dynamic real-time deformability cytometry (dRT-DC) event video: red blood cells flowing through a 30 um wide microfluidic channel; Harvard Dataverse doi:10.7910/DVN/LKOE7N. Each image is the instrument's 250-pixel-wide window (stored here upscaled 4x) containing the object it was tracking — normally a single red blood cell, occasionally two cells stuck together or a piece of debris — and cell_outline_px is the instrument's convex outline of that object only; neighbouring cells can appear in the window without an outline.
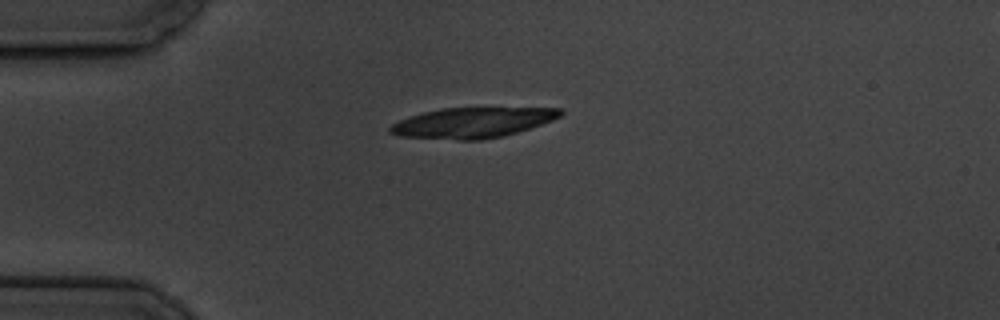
{"species": "common noctule bat (a hibernating species)", "species_latin": "Nyctalus noctula", "temperature_condition": "cold", "stored_images_in_passage": 2, "camera_frame_rate_fps": 3000, "um_per_image_px": 0.085, "animal": {"sex": "male", "body_mass_g": 19.5, "forearm_length_mm": 54.6}, "frame": {"image": 1, "passage_image": 2, "time_ms": 1.333, "image_size_px": [1000, 320], "cell_outline_px": [[564, 112], [560, 116], [552, 120], [504, 136], [480, 140], [460, 140], [400, 136], [388, 132], [388, 128], [392, 124], [400, 120], [424, 112], [440, 108], [564, 108]], "centroid_in_image_um": [40.15, 10.42], "position_along_channel_um": 44.8, "area_um2": 29.82}}